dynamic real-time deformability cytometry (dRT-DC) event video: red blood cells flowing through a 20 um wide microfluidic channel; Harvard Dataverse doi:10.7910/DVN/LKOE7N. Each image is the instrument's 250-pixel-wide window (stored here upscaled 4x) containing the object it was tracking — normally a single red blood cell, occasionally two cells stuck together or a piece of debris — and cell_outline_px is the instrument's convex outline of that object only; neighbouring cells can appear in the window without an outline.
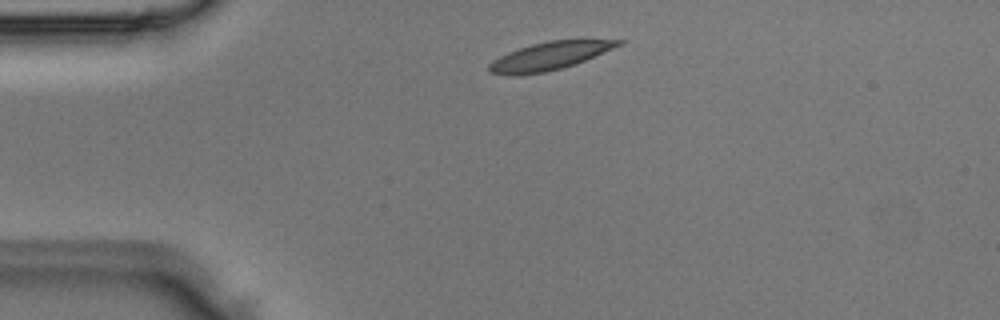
{"species": "Egyptian fruit bat (a non-hibernating species)", "species_latin": "Rousettus aegyptiacus", "temperature_condition": "room temperature", "stored_images_in_passage": 2, "camera_frame_rate_fps": 3000, "um_per_image_px": 0.085, "animal": {"sex": "male"}, "frame": {"image": 1, "passage_image": 1, "time_ms": 0.0, "image_size_px": [1000, 320], "cell_outline_px": [[624, 44], [576, 64], [544, 72], [516, 76], [508, 76], [488, 72], [488, 64], [492, 60], [508, 52], [532, 44], [548, 40], [624, 40]], "centroid_in_image_um": [46.67, 4.77], "position_along_channel_um": 38.3, "area_um2": 21.1}}